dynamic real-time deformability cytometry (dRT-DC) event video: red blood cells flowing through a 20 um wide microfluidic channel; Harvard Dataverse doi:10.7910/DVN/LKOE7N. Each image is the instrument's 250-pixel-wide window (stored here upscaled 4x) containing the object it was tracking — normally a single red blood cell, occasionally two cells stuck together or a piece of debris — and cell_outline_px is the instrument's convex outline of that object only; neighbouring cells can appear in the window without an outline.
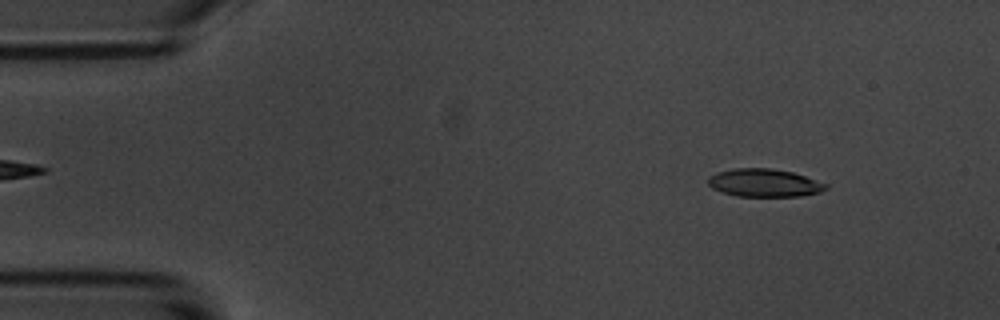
{"species": "common noctule bat (a hibernating species)", "species_latin": "Nyctalus noctula", "temperature_condition": "room temperature", "stored_images_in_passage": 55, "camera_frame_rate_fps": 3000, "um_per_image_px": 0.085, "animal": {"sex": "male", "body_mass_g": 20.1, "forearm_length_mm": 53.5}, "frame": {"image": 1, "passage_image": 6, "time_ms": 1.667, "image_size_px": [1000, 320], "cell_outline_px": [[828, 188], [820, 192], [800, 196], [736, 196], [720, 192], [712, 188], [708, 184], [708, 176], [716, 172], [736, 168], [772, 168], [792, 172], [828, 184]], "centroid_in_image_um": [64.93, 15.54], "position_along_channel_um": 20.1, "area_um2": 19.25}}
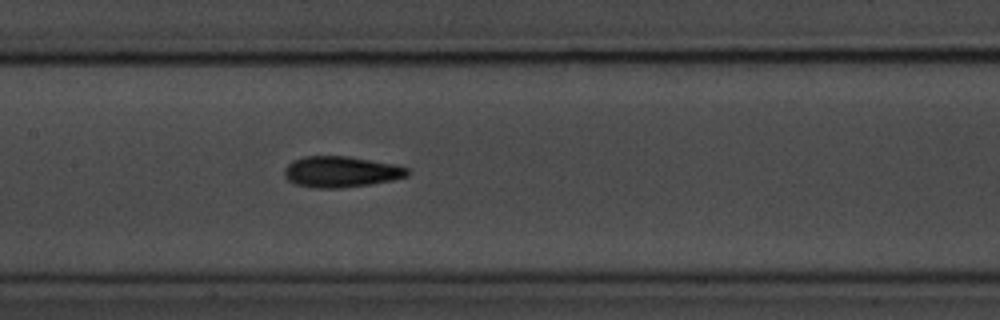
{"frame": {"image": 2, "passage_image": 26, "time_ms": 8.333, "image_size_px": [1000, 320], "cell_outline_px": [[408, 176], [392, 180], [368, 184], [340, 188], [312, 188], [296, 184], [288, 180], [284, 176], [284, 168], [292, 160], [304, 156], [348, 156], [392, 164], [408, 168]], "centroid_in_image_um": [28.93, 14.6], "position_along_channel_um": 178.5, "area_um2": 22.14}}
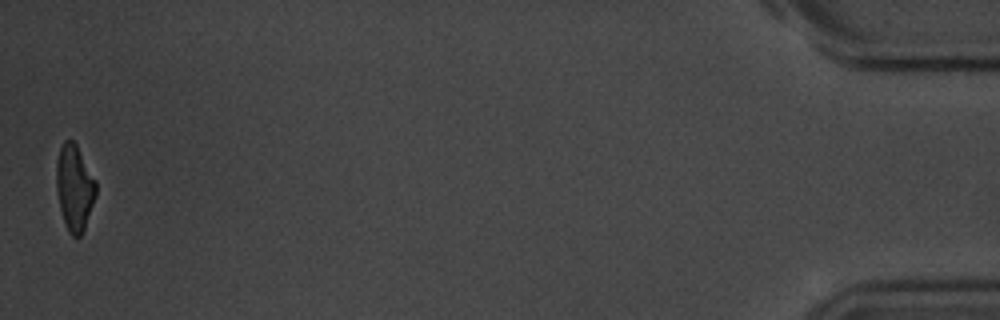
{"frame": {"image": 3, "passage_image": 55, "time_ms": 18.0, "image_size_px": [1000, 320], "cell_outline_px": [[96, 196], [84, 232], [80, 236], [72, 236], [68, 232], [60, 208], [56, 188], [56, 164], [60, 148], [64, 140], [72, 140], [76, 144], [96, 180]], "centroid_in_image_um": [6.34, 15.97], "position_along_channel_um": 428.9, "area_um2": 19.88}, "authors_computed_cell_mechanics": {"area_um2": 20.808, "velocity_mm_per_s": 3.5687, "shape_relaxation_time_tau1_ms": 3.1174, "shape_relaxation_time_tau2_ms": 2.7672, "deformation_change_tau1": 0.1555, "deformation_change_tau2": 0.1056}}